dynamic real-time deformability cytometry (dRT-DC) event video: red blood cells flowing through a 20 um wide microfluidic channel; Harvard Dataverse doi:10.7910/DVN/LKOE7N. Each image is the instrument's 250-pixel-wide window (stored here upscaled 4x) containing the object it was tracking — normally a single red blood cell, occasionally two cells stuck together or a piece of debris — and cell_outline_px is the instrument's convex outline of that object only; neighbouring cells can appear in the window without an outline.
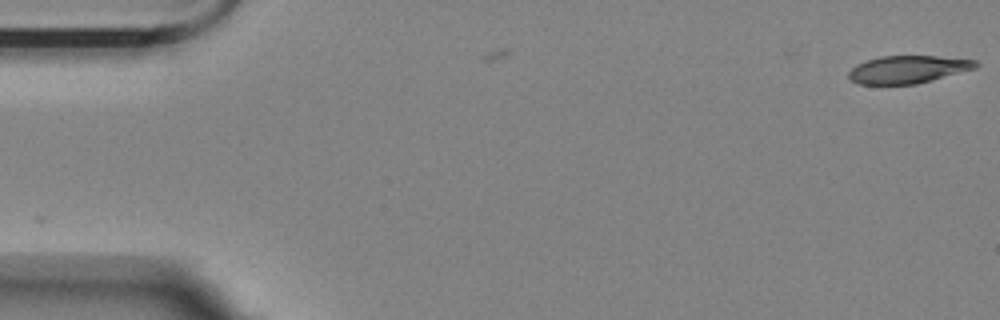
{"species": "Egyptian fruit bat (a non-hibernating species)", "species_latin": "Rousettus aegyptiacus", "temperature_condition": "room temperature", "stored_images_in_passage": 3, "camera_frame_rate_fps": 3000, "um_per_image_px": 0.085, "animal": {"sex": "female"}, "frame": {"image": 1, "passage_image": 1, "time_ms": 0.0, "image_size_px": [1000, 320], "cell_outline_px": [[980, 64], [976, 68], [916, 84], [860, 84], [852, 80], [848, 76], [848, 72], [856, 64], [880, 56], [936, 56], [976, 60]], "centroid_in_image_um": [77.18, 5.89], "position_along_channel_um": 7.8, "area_um2": 20.29}}